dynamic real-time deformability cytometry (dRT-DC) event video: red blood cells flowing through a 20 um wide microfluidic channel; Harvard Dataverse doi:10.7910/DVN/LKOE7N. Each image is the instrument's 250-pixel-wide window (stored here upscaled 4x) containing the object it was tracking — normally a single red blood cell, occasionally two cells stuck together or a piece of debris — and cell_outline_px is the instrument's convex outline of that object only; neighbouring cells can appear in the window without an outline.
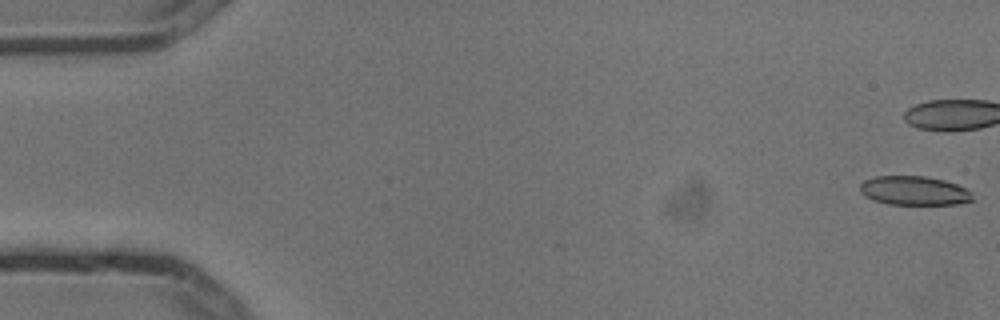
{"species": "common noctule bat (a hibernating species)", "species_latin": "Nyctalus noctula", "temperature_condition": "cold", "stored_images_in_passage": 7, "camera_frame_rate_fps": 3000, "um_per_image_px": 0.085, "animal": {"sex": "male", "body_mass_g": 13.3}, "frame": {"image": 1, "passage_image": 1, "time_ms": 0.0, "image_size_px": [1000, 320], "cell_outline_px": [[976, 200], [956, 204], [888, 204], [872, 200], [864, 196], [860, 192], [860, 184], [864, 180], [876, 176], [924, 176], [944, 180], [956, 184], [972, 192]], "centroid_in_image_um": [77.71, 16.21], "position_along_channel_um": 7.3, "area_um2": 19.19}}
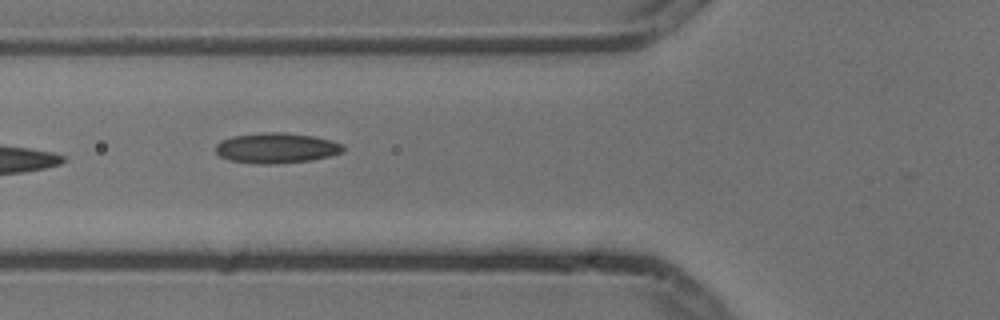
{"frame": {"image": 2, "passage_image": 7, "time_ms": 2.0, "image_size_px": [1000, 320], "cell_outline_px": [[344, 152], [312, 160], [276, 164], [260, 164], [228, 160], [220, 156], [216, 152], [216, 144], [232, 136], [264, 132], [284, 132], [312, 136], [332, 140], [344, 144]], "centroid_in_image_um": [23.52, 12.58], "position_along_channel_um": 102.3, "area_um2": 22.6}}